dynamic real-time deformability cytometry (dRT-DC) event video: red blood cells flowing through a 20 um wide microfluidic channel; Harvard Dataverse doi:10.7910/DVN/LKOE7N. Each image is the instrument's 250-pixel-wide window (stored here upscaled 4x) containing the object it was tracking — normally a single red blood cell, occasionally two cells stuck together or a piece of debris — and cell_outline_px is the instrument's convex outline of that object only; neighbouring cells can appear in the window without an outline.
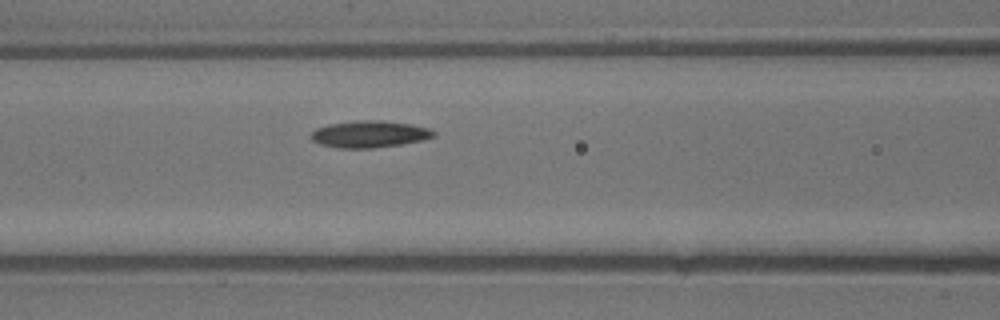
{"species": "common noctule bat (a hibernating species)", "species_latin": "Nyctalus noctula", "temperature_condition": "warm", "stored_images_in_passage": 24, "camera_frame_rate_fps": 3000, "um_per_image_px": 0.085, "animal": {"sex": "male", "body_mass_g": 13.3}, "frame": {"image": 1, "passage_image": 10, "time_ms": 3.0, "image_size_px": [1000, 320], "cell_outline_px": [[436, 136], [424, 140], [400, 144], [372, 148], [336, 148], [320, 144], [312, 140], [308, 136], [316, 128], [328, 124], [360, 120], [384, 120], [412, 124], [428, 128], [436, 132]], "centroid_in_image_um": [31.4, 11.4], "position_along_channel_um": 135.2, "area_um2": 19.36}}
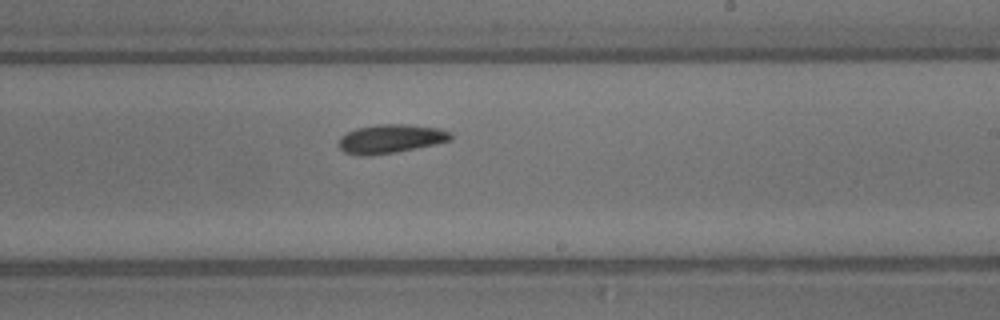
{"frame": {"image": 2, "passage_image": 16, "time_ms": 5.0, "image_size_px": [1000, 320], "cell_outline_px": [[452, 140], [416, 148], [396, 152], [372, 156], [360, 156], [344, 152], [340, 148], [340, 140], [348, 132], [356, 128], [376, 124], [404, 124], [440, 128], [452, 132]], "centroid_in_image_um": [33.24, 11.8], "position_along_channel_um": 255.8, "area_um2": 18.79}}
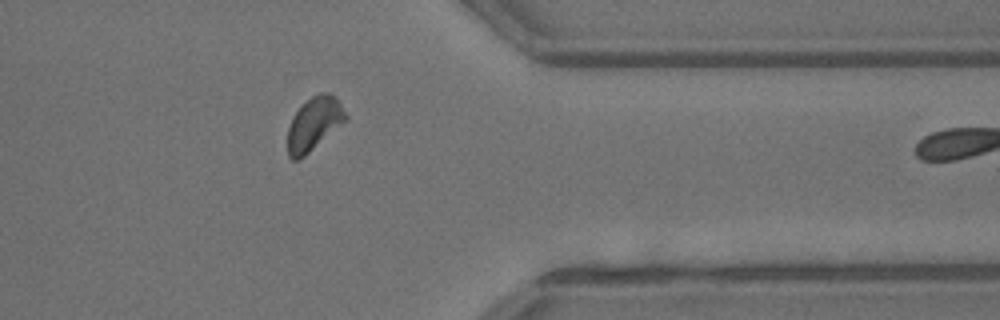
{"frame": {"image": 3, "passage_image": 23, "time_ms": 7.333, "image_size_px": [1000, 320], "cell_outline_px": [[348, 120], [300, 160], [292, 160], [288, 156], [288, 128], [292, 116], [312, 96], [320, 92], [328, 92], [340, 104], [348, 116]], "centroid_in_image_um": [26.7, 10.56], "position_along_channel_um": 384.7, "area_um2": 17.92}}